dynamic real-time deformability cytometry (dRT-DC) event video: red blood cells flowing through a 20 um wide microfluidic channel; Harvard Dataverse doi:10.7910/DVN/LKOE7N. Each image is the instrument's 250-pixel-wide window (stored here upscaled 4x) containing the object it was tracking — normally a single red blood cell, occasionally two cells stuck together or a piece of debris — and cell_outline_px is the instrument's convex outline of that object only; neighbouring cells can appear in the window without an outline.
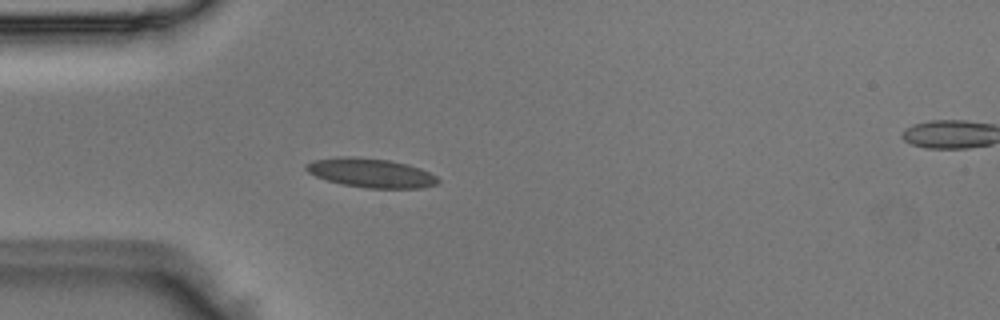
{"species": "Egyptian fruit bat (a non-hibernating species)", "species_latin": "Rousettus aegyptiacus", "temperature_condition": "room temperature", "stored_images_in_passage": 4, "segment_of_instrument_passage": [1, 2], "camera_frame_rate_fps": 3000, "um_per_image_px": 0.085, "animal": {"sex": "male"}, "frame": {"image": 1, "passage_image": 3, "time_ms": 0.667, "image_size_px": [1000, 320], "cell_outline_px": [[440, 180], [436, 184], [424, 188], [368, 188], [344, 184], [328, 180], [316, 176], [308, 172], [304, 168], [304, 164], [312, 160], [336, 156], [356, 156], [388, 160], [408, 164], [420, 168], [436, 176]], "centroid_in_image_um": [31.5, 14.68], "position_along_channel_um": 53.5, "area_um2": 22.48}}